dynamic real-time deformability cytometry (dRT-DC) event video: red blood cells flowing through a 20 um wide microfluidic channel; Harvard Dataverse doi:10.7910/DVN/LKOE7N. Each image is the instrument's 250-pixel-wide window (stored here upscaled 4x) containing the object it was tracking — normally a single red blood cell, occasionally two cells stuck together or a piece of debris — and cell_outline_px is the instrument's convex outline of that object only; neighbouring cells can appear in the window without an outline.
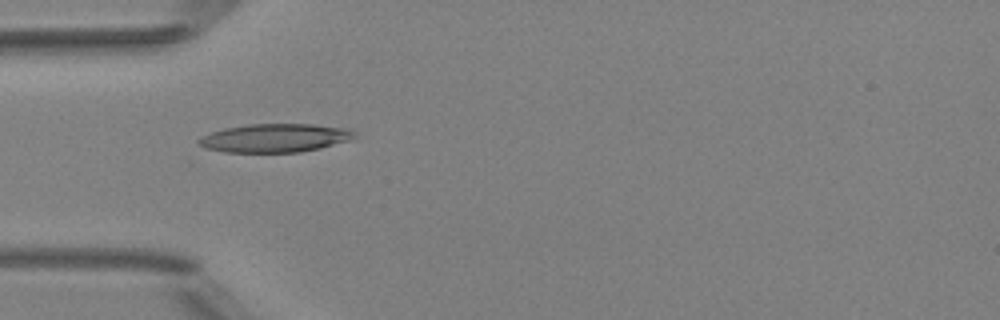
{"species": "Egyptian fruit bat (a non-hibernating species)", "species_latin": "Rousettus aegyptiacus", "temperature_condition": "room temperature", "stored_images_in_passage": 5, "camera_frame_rate_fps": 3000, "um_per_image_px": 0.085, "animal": {"sex": "female"}, "frame": {"image": 1, "passage_image": 4, "time_ms": 3.333, "image_size_px": [1000, 320], "cell_outline_px": [[356, 136], [352, 140], [320, 148], [300, 152], [224, 152], [204, 148], [196, 144], [196, 140], [200, 136], [224, 128], [248, 124], [312, 124], [352, 128], [356, 132]], "centroid_in_image_um": [23.38, 11.72], "position_along_channel_um": 61.6, "area_um2": 26.3}}
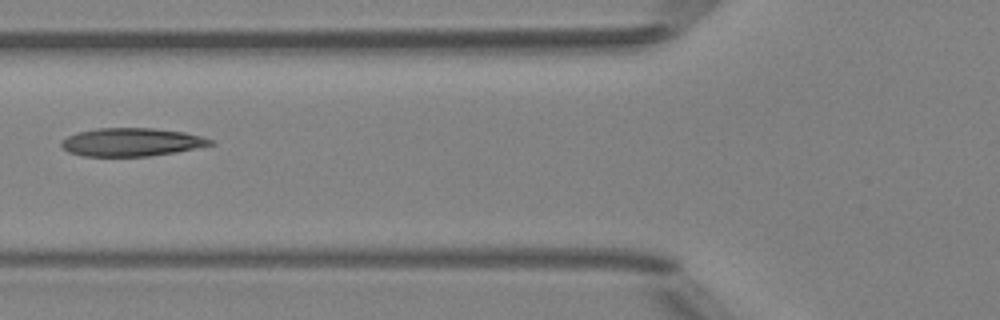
{"frame": {"image": 2, "passage_image": 5, "time_ms": 4.667, "image_size_px": [1000, 320], "cell_outline_px": [[216, 144], [176, 152], [148, 156], [80, 156], [68, 152], [60, 144], [60, 140], [76, 132], [96, 128], [152, 128], [184, 132], [200, 136], [212, 140]], "centroid_in_image_um": [11.14, 12.08], "position_along_channel_um": 114.7, "area_um2": 24.57}}